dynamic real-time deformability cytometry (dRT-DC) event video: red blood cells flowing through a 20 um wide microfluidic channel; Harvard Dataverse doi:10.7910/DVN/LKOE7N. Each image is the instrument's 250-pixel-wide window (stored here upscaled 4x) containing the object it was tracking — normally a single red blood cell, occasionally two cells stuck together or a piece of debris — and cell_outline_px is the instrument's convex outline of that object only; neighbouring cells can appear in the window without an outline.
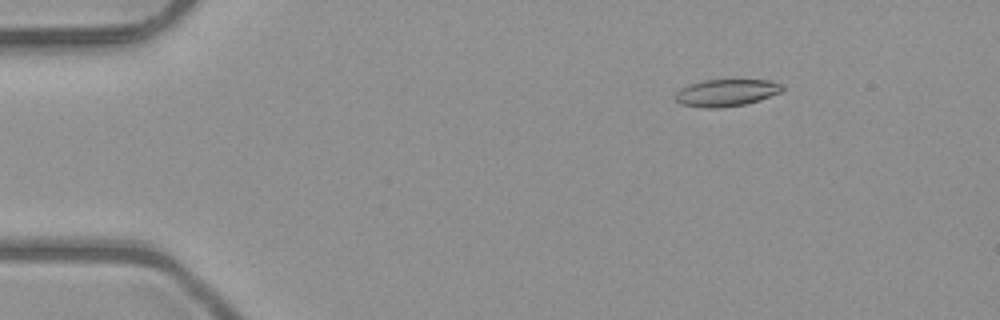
{"species": "common noctule bat (a hibernating species)", "species_latin": "Nyctalus noctula", "temperature_condition": "room temperature", "stored_images_in_passage": 52, "camera_frame_rate_fps": 3000, "um_per_image_px": 0.085, "animal": {"sex": "male", "body_mass_g": 23.1, "forearm_length_mm": 52.7}, "frame": {"image": 1, "passage_image": 8, "time_ms": 2.333, "image_size_px": [1000, 320], "cell_outline_px": [[784, 88], [780, 92], [760, 100], [744, 104], [720, 108], [704, 108], [680, 104], [672, 96], [680, 88], [688, 84], [704, 80], [772, 80], [780, 84]], "centroid_in_image_um": [61.68, 7.88], "position_along_channel_um": 23.3, "area_um2": 16.99}}
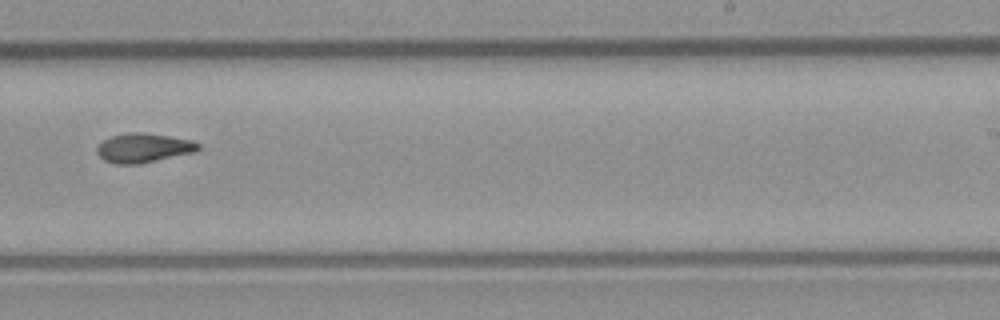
{"frame": {"image": 2, "passage_image": 33, "time_ms": 10.667, "image_size_px": [1000, 320], "cell_outline_px": [[200, 148], [196, 152], [140, 164], [116, 164], [104, 160], [96, 152], [96, 148], [104, 140], [112, 136], [128, 132], [140, 132], [168, 136], [192, 140], [200, 144]], "centroid_in_image_um": [12.21, 12.58], "position_along_channel_um": 276.8, "area_um2": 17.28}}
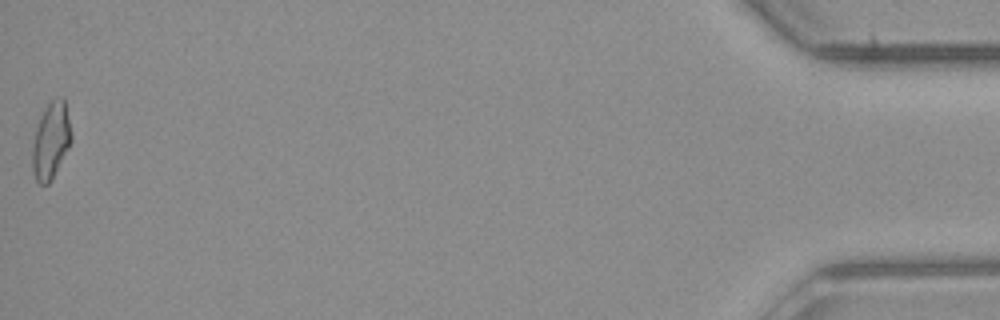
{"frame": {"image": 3, "passage_image": 52, "time_ms": 17.0, "image_size_px": [1000, 320], "cell_outline_px": [[72, 140], [52, 180], [48, 184], [40, 184], [36, 180], [32, 172], [32, 144], [36, 128], [40, 116], [44, 108], [56, 96], [64, 96], [72, 136]], "centroid_in_image_um": [4.32, 11.94], "position_along_channel_um": 430.9, "area_um2": 17.57}, "authors_computed_cell_mechanics": {"area_um2": 16.9643, "velocity_mm_per_s": 4.0396, "shape_relaxation_time_tau1_ms": null, "shape_relaxation_time_tau2_ms": 7.4233, "deformation_change_tau1": null, "deformation_change_tau2": 0.1282}}